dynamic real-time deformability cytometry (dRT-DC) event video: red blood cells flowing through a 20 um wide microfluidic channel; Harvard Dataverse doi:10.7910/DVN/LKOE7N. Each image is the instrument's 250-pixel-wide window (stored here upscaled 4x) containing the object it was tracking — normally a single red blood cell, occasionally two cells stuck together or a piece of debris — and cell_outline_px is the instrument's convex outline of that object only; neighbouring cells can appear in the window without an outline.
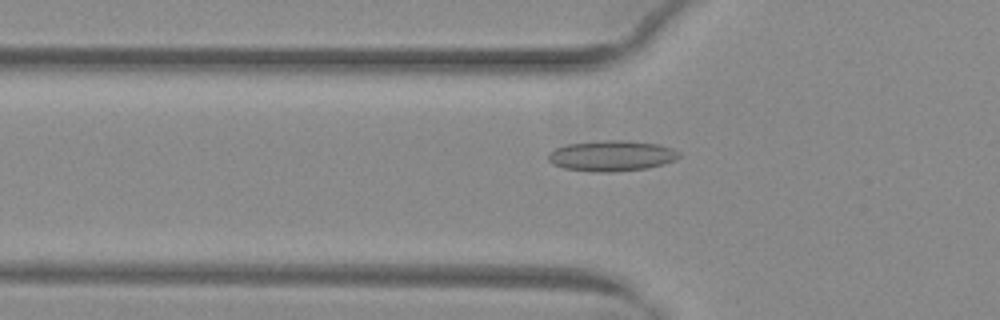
{"species": "common noctule bat (a hibernating species)", "species_latin": "Nyctalus noctula", "temperature_condition": "warm", "stored_images_in_passage": 40, "camera_frame_rate_fps": 3000, "um_per_image_px": 0.085, "animal": {"sex": "female", "body_mass_g": 29.2, "forearm_length_mm": 56.3}, "frame": {"image": 1, "passage_image": 7, "time_ms": 2.0, "image_size_px": [1000, 320], "cell_outline_px": [[680, 156], [676, 160], [664, 164], [644, 168], [612, 172], [604, 172], [564, 168], [552, 164], [548, 160], [548, 152], [556, 148], [568, 144], [600, 140], [624, 140], [660, 144], [672, 148], [680, 152]], "centroid_in_image_um": [52.0, 13.23], "position_along_channel_um": 73.8, "area_um2": 23.35}}
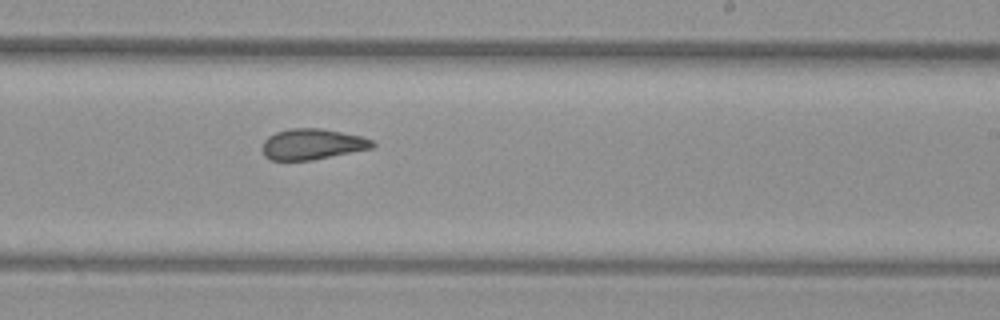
{"frame": {"image": 2, "passage_image": 21, "time_ms": 6.667, "image_size_px": [1000, 320], "cell_outline_px": [[376, 144], [372, 148], [312, 160], [272, 160], [264, 156], [264, 140], [268, 136], [276, 132], [288, 128], [320, 128], [360, 136], [372, 140]], "centroid_in_image_um": [26.54, 12.25], "position_along_channel_um": 262.5, "area_um2": 19.54}}
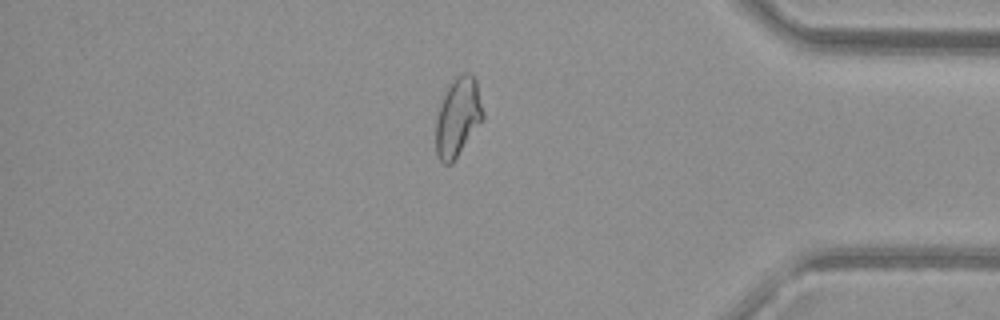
{"frame": {"image": 3, "passage_image": 33, "time_ms": 10.667, "image_size_px": [1000, 320], "cell_outline_px": [[484, 120], [452, 164], [444, 164], [440, 160], [436, 152], [436, 120], [440, 104], [448, 84], [456, 76], [464, 72], [468, 72], [476, 80], [484, 112]], "centroid_in_image_um": [38.93, 9.96], "position_along_channel_um": 396.3, "area_um2": 21.91}, "authors_computed_cell_mechanics": {"area_um2": 21.1837, "velocity_mm_per_s": 4.0329, "shape_relaxation_time_tau1_ms": null, "shape_relaxation_time_tau2_ms": 2.5909, "deformation_change_tau1": null, "deformation_change_tau2": 0.0799}}